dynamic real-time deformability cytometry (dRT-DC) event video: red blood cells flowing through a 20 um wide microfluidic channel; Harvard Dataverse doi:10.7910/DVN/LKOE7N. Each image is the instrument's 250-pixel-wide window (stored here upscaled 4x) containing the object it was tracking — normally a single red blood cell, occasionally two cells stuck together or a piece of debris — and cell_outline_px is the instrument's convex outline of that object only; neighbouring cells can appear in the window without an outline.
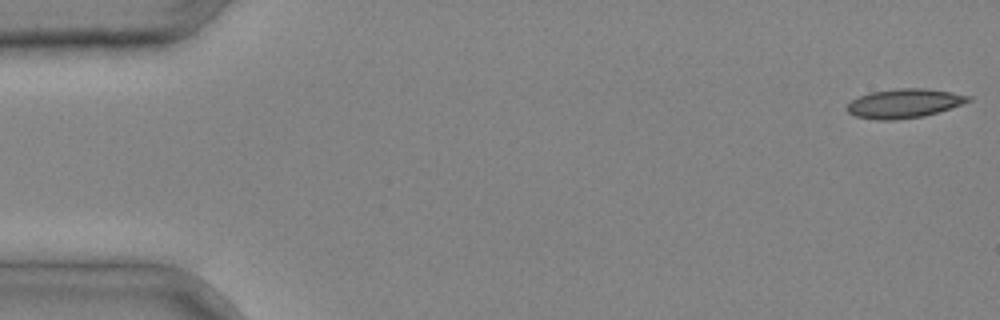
{"species": "common noctule bat (a hibernating species)", "species_latin": "Nyctalus noctula", "temperature_condition": "cold", "stored_images_in_passage": 4, "camera_frame_rate_fps": 3000, "um_per_image_px": 0.085, "animal": {"sex": "male", "body_mass_g": 20.4}, "frame": {"image": 1, "passage_image": 1, "time_ms": 0.0, "image_size_px": [1000, 320], "cell_outline_px": [[972, 100], [924, 116], [896, 120], [876, 120], [856, 116], [848, 112], [848, 104], [852, 100], [860, 96], [872, 92], [896, 88], [924, 88], [952, 92], [972, 96]], "centroid_in_image_um": [76.86, 8.78], "position_along_channel_um": 8.1, "area_um2": 20.35}}